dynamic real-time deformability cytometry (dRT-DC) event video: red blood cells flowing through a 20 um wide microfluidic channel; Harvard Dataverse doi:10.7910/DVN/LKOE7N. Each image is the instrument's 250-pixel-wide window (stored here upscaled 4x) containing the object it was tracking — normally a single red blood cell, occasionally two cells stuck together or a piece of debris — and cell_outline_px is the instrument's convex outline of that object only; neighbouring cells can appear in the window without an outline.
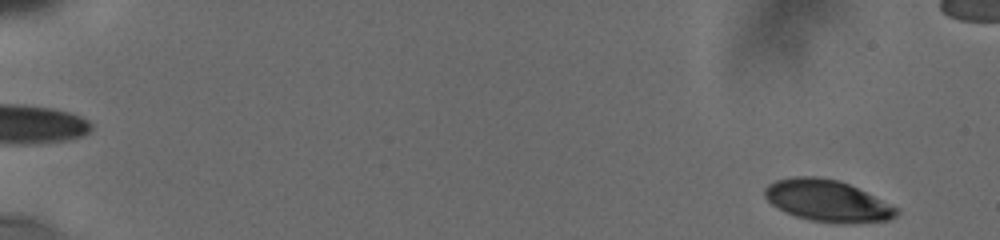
{"species": "human", "species_latin": "Homo sapiens", "temperature_condition": "cold", "stored_images_in_passage": 70, "camera_frame_rate_fps": 3000, "um_per_image_px": 0.085, "donor": {"sex": "male"}, "frame": {"image": 1, "passage_image": 4, "time_ms": 0.333, "image_size_px": [1000, 240], "cell_outline_px": [[900, 212], [896, 216], [888, 220], [812, 220], [796, 216], [776, 208], [764, 196], [764, 188], [768, 184], [776, 180], [792, 176], [816, 176], [840, 180], [896, 208]], "centroid_in_image_um": [70.2, 16.99], "position_along_channel_um": 14.8, "area_um2": 30.52}}
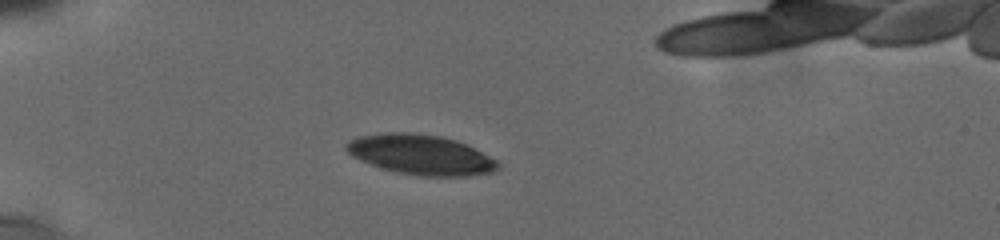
{"frame": {"image": 2, "passage_image": 41, "time_ms": 5.0, "image_size_px": [1000, 240], "cell_outline_px": [[500, 168], [492, 172], [468, 176], [420, 176], [396, 172], [360, 160], [352, 156], [344, 148], [344, 144], [360, 136], [392, 132], [404, 132], [440, 136], [464, 144], [496, 160], [500, 164]], "centroid_in_image_um": [35.75, 13.16], "position_along_channel_um": 49.2, "area_um2": 34.74}}
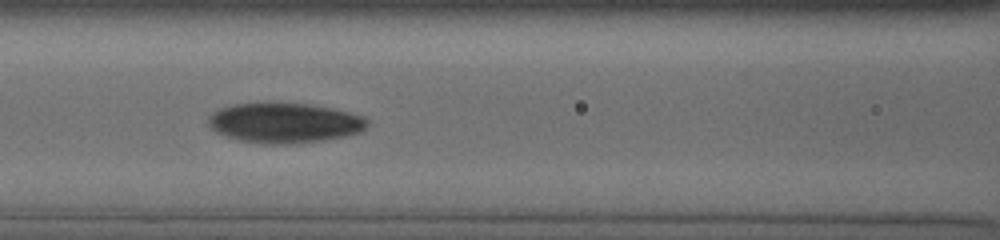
{"frame": {"image": 3, "passage_image": 68, "time_ms": 8.333, "image_size_px": [1000, 240], "cell_outline_px": [[368, 124], [360, 132], [344, 136], [324, 140], [292, 144], [264, 144], [240, 140], [216, 132], [208, 124], [208, 116], [212, 112], [220, 108], [232, 104], [264, 100], [276, 100], [308, 104], [348, 112], [364, 116], [368, 120]], "centroid_in_image_um": [24.13, 10.4], "position_along_channel_um": 142.5, "area_um2": 37.92}}